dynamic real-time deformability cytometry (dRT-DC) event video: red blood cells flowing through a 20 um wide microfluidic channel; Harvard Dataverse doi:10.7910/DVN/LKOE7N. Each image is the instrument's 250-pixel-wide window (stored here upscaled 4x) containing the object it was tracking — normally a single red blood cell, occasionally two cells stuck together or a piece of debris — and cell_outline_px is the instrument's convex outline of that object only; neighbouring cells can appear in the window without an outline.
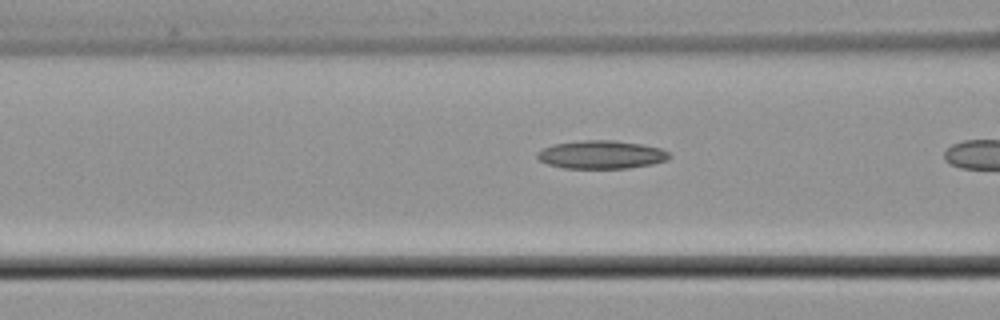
{"species": "common noctule bat (a hibernating species)", "species_latin": "Nyctalus noctula", "temperature_condition": "cold", "stored_images_in_passage": 38, "camera_frame_rate_fps": 3000, "um_per_image_px": 0.085, "animal": {"sex": "male", "body_mass_g": 21.5, "forearm_length_mm": 52.0}, "frame": {"image": 1, "passage_image": 17, "time_ms": 5.333, "image_size_px": [1000, 320], "cell_outline_px": [[672, 156], [668, 160], [652, 164], [628, 168], [564, 168], [548, 164], [540, 160], [536, 156], [536, 152], [552, 144], [580, 140], [616, 140], [640, 144], [660, 148], [668, 152]], "centroid_in_image_um": [51.11, 13.14], "position_along_channel_um": 115.5, "area_um2": 21.79}}
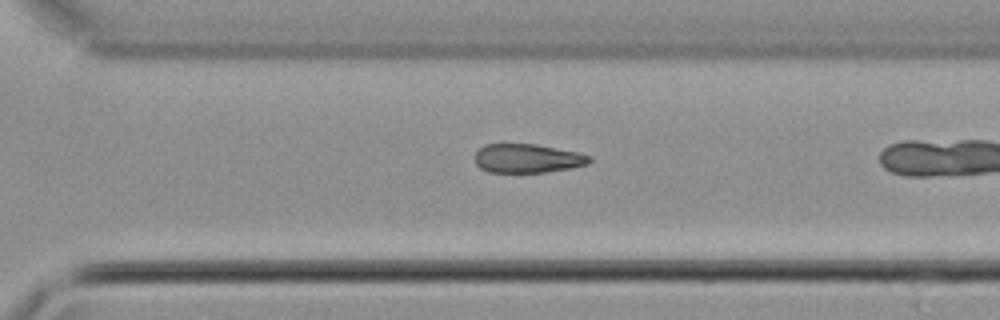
{"frame": {"image": 2, "passage_image": 33, "time_ms": 10.667, "image_size_px": [1000, 320], "cell_outline_px": [[592, 160], [588, 164], [572, 168], [544, 172], [488, 172], [480, 168], [476, 164], [472, 156], [484, 144], [536, 144], [580, 152], [592, 156]], "centroid_in_image_um": [44.84, 13.46], "position_along_channel_um": 325.8, "area_um2": 19.59}}
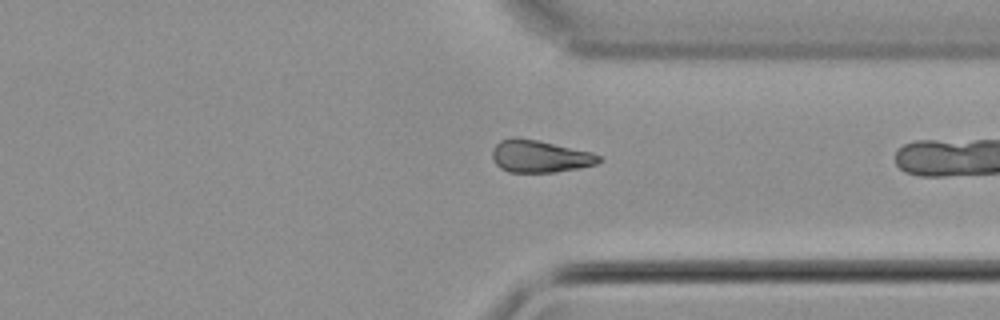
{"frame": {"image": 3, "passage_image": 36, "time_ms": 11.667, "image_size_px": [1000, 320], "cell_outline_px": [[604, 160], [596, 164], [580, 168], [556, 172], [508, 172], [500, 168], [496, 164], [492, 156], [492, 148], [500, 140], [512, 136], [516, 136], [540, 140], [592, 152], [600, 156]], "centroid_in_image_um": [45.88, 13.27], "position_along_channel_um": 365.5, "area_um2": 20.46}}